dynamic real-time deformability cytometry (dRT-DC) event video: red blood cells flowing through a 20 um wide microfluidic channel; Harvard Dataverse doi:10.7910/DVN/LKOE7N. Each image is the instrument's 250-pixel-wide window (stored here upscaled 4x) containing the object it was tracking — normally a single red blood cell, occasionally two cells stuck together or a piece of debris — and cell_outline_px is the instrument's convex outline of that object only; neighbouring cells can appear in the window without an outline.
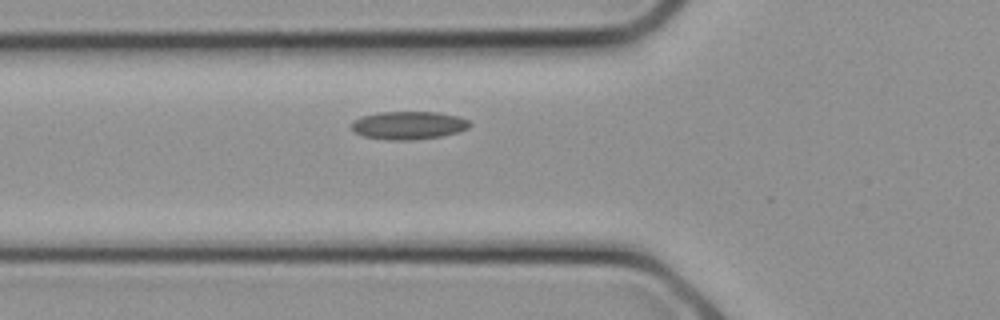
{"species": "common noctule bat (a hibernating species)", "species_latin": "Nyctalus noctula", "temperature_condition": "cold", "stored_images_in_passage": 12, "camera_frame_rate_fps": 3000, "um_per_image_px": 0.085, "animal": {"sex": "female", "body_mass_g": 21.9}, "frame": {"image": 1, "passage_image": 2, "time_ms": 0.333, "image_size_px": [1000, 320], "cell_outline_px": [[472, 124], [468, 128], [460, 132], [444, 136], [412, 140], [384, 140], [364, 136], [356, 132], [352, 128], [352, 124], [360, 116], [380, 112], [440, 112], [460, 116], [468, 120]], "centroid_in_image_um": [34.79, 10.65], "position_along_channel_um": 91.0, "area_um2": 19.54}}
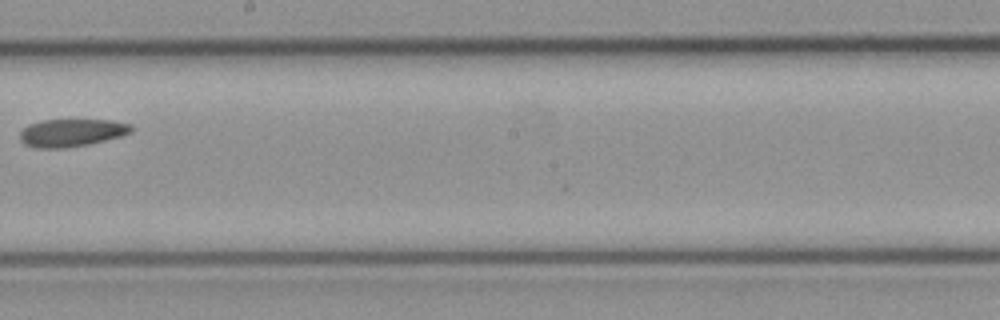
{"frame": {"image": 2, "passage_image": 8, "time_ms": 2.333, "image_size_px": [1000, 320], "cell_outline_px": [[132, 132], [120, 136], [88, 144], [64, 148], [36, 148], [24, 144], [20, 140], [20, 132], [28, 124], [44, 120], [112, 120], [132, 124]], "centroid_in_image_um": [6.07, 11.28], "position_along_channel_um": 242.1, "area_um2": 17.92}}
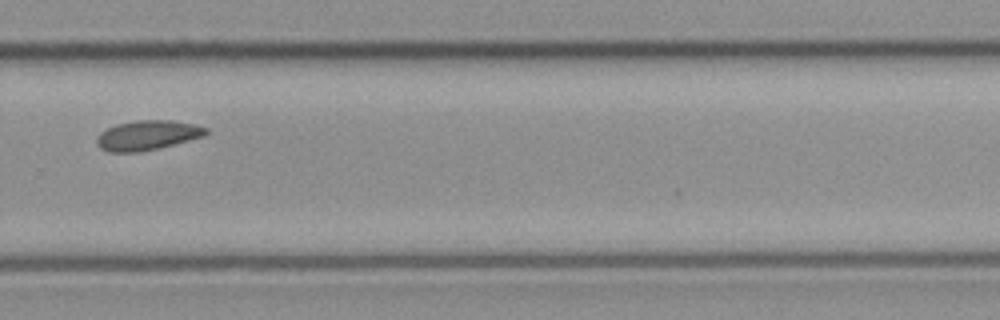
{"frame": {"image": 3, "passage_image": 11, "time_ms": 3.333, "image_size_px": [1000, 320], "cell_outline_px": [[208, 132], [204, 136], [160, 148], [140, 152], [108, 152], [100, 148], [96, 144], [96, 140], [100, 132], [116, 124], [136, 120], [168, 120], [196, 124], [208, 128]], "centroid_in_image_um": [12.53, 11.5], "position_along_channel_um": 317.3, "area_um2": 19.02}}